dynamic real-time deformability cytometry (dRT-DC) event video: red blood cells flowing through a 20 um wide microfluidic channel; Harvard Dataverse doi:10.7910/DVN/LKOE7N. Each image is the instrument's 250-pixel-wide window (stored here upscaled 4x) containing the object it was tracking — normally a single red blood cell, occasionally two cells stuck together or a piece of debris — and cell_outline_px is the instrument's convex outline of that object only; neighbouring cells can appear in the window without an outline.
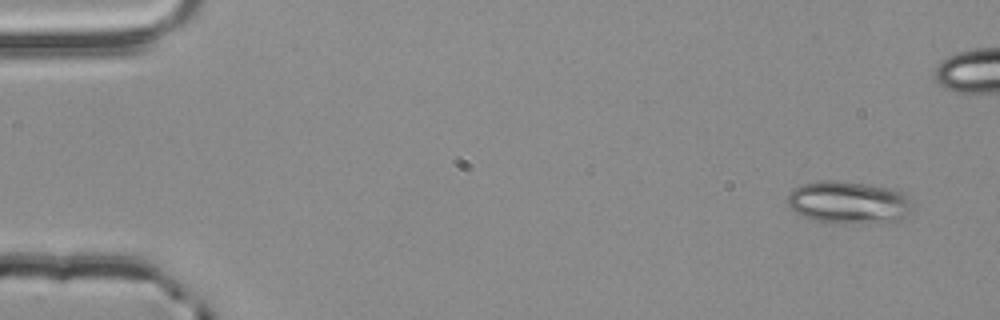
{"species": "common noctule bat (a hibernating species)", "species_latin": "Nyctalus noctula", "temperature_condition": "room temperature", "stored_images_in_passage": 4, "camera_frame_rate_fps": 3000, "um_per_image_px": 0.085, "animal": {"sex": "male", "body_mass_g": 20.4}, "frame": {"image": 1, "passage_image": 1, "time_ms": 0.0, "image_size_px": [1000, 320], "cell_outline_px": [[912, 212], [900, 220], [888, 224], [836, 224], [812, 220], [796, 212], [788, 204], [788, 196], [800, 184], [824, 180], [836, 180], [864, 184], [888, 188], [900, 192], [908, 196], [912, 204]], "centroid_in_image_um": [72.19, 17.25], "position_along_channel_um": 12.8, "area_um2": 31.44}}